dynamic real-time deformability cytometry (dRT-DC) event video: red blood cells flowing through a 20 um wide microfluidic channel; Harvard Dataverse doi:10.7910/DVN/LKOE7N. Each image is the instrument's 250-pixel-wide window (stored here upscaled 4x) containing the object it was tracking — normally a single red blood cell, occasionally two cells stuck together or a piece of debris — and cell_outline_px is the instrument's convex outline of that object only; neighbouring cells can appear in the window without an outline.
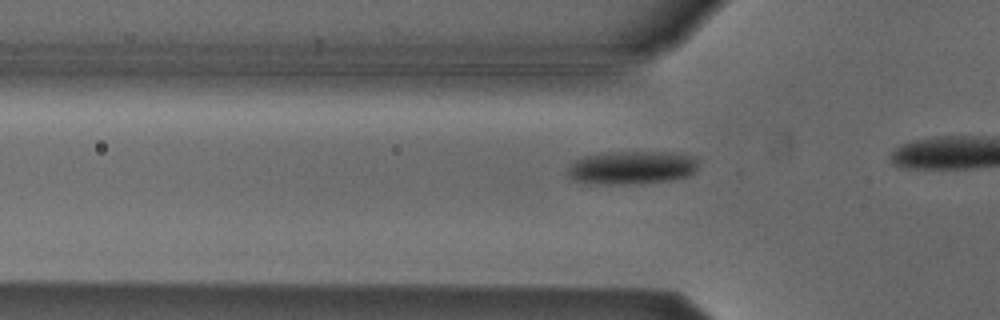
{"species": "Egyptian fruit bat (a non-hibernating species)", "species_latin": "Rousettus aegyptiacus", "temperature_condition": "cold", "stored_images_in_passage": 19, "camera_frame_rate_fps": 3000, "um_per_image_px": 0.085, "animal": {"sex": "male"}, "frame": {"image": 1, "passage_image": 14, "time_ms": 4.333, "image_size_px": [1000, 320], "cell_outline_px": [[700, 160], [696, 172], [688, 176], [672, 180], [640, 184], [600, 184], [572, 180], [568, 176], [568, 164], [584, 156], [608, 152], [672, 152], [696, 156]], "centroid_in_image_um": [53.76, 14.25], "position_along_channel_um": 72.0, "area_um2": 25.89}}